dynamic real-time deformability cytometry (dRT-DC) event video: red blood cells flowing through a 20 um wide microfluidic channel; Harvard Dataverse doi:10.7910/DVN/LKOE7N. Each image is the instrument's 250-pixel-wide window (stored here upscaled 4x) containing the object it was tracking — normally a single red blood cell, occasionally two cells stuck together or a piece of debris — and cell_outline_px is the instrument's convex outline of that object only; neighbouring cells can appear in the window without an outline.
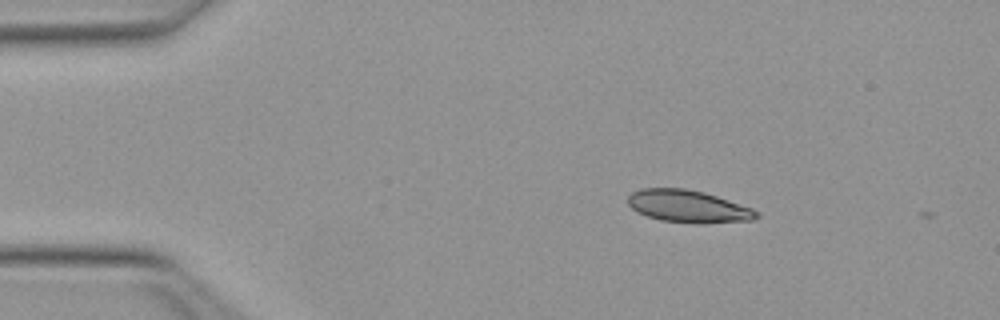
{"species": "Egyptian fruit bat (a non-hibernating species)", "species_latin": "Rousettus aegyptiacus", "temperature_condition": "warm", "stored_images_in_passage": 2, "camera_frame_rate_fps": 3000, "um_per_image_px": 0.085, "animal": {"sex": "female"}, "frame": {"image": 1, "passage_image": 1, "time_ms": 0.0, "image_size_px": [1000, 320], "cell_outline_px": [[760, 216], [752, 220], [692, 224], [660, 220], [648, 216], [632, 208], [628, 204], [628, 196], [632, 192], [640, 188], [684, 188], [704, 192], [752, 208], [760, 212]], "centroid_in_image_um": [58.5, 17.54], "position_along_channel_um": 26.5, "area_um2": 24.22}}